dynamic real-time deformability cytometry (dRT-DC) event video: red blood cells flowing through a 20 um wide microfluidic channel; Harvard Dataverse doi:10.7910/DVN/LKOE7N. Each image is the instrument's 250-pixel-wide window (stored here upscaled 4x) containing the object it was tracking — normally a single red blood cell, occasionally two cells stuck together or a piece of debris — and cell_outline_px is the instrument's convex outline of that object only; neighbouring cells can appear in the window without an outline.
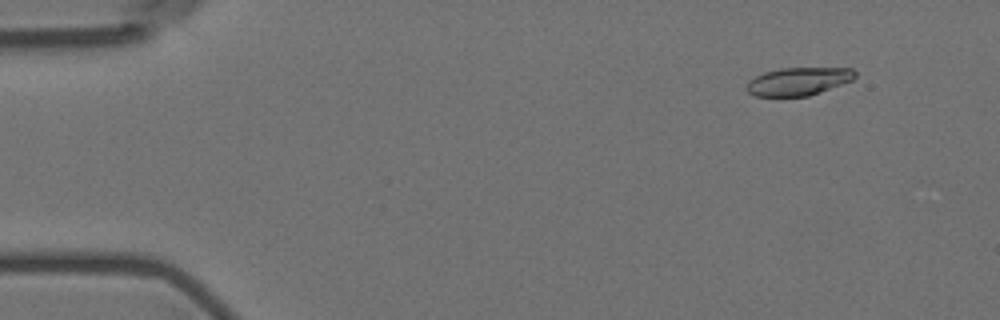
{"species": "Egyptian fruit bat (a non-hibernating species)", "species_latin": "Rousettus aegyptiacus", "temperature_condition": "room temperature", "stored_images_in_passage": 5, "camera_frame_rate_fps": 3000, "um_per_image_px": 0.085, "animal": {"sex": "female"}, "frame": {"image": 1, "passage_image": 2, "time_ms": 1.333, "image_size_px": [1000, 320], "cell_outline_px": [[856, 76], [852, 80], [820, 92], [808, 96], [756, 96], [748, 92], [744, 88], [748, 80], [764, 72], [780, 68], [852, 68], [856, 72]], "centroid_in_image_um": [67.83, 6.91], "position_along_channel_um": 17.2, "area_um2": 17.69}}
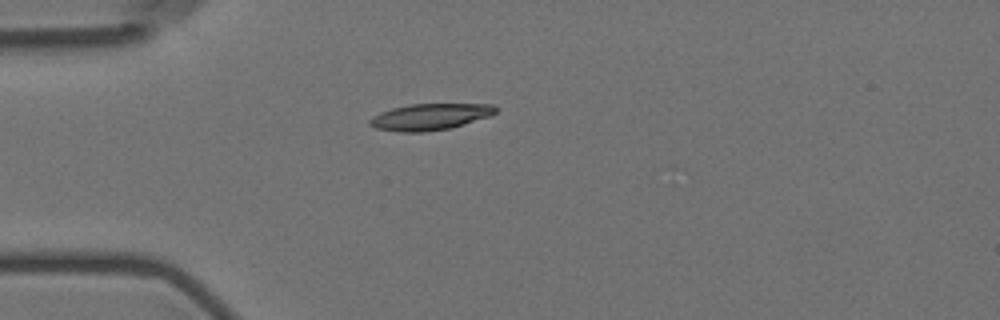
{"frame": {"image": 2, "passage_image": 5, "time_ms": 4.667, "image_size_px": [1000, 320], "cell_outline_px": [[496, 112], [488, 116], [452, 128], [424, 132], [396, 132], [376, 128], [368, 124], [368, 120], [372, 116], [380, 112], [392, 108], [408, 104], [492, 104], [496, 108]], "centroid_in_image_um": [36.49, 9.93], "position_along_channel_um": 48.5, "area_um2": 19.42}}